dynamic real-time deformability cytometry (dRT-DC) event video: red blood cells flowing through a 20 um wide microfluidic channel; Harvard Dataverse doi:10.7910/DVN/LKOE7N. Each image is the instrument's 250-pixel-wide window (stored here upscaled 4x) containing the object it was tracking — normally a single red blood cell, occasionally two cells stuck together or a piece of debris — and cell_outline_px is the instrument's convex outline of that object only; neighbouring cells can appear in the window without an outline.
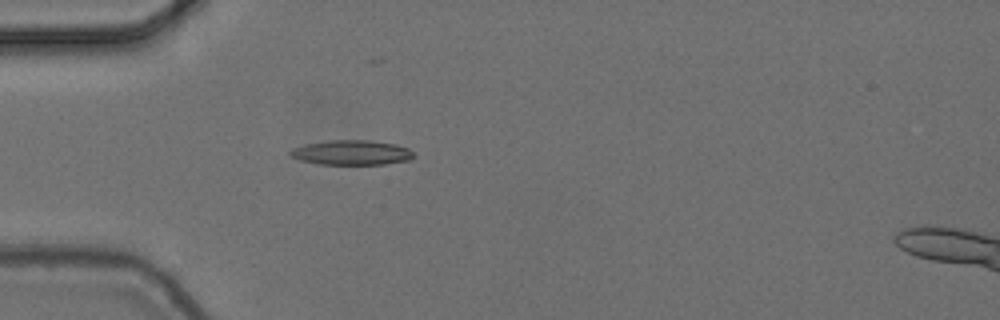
{"species": "common noctule bat (a hibernating species)", "species_latin": "Nyctalus noctula", "temperature_condition": "cold", "stored_images_in_passage": 4, "camera_frame_rate_fps": 3000, "um_per_image_px": 0.085, "animal": {"sex": "female", "body_mass_g": 24.6, "forearm_length_mm": 56.2}, "frame": {"image": 1, "passage_image": 4, "time_ms": 1.0, "image_size_px": [1000, 320], "cell_outline_px": [[416, 156], [408, 160], [384, 164], [320, 164], [300, 160], [292, 156], [288, 152], [292, 148], [308, 144], [332, 140], [368, 140], [396, 144], [408, 148]], "centroid_in_image_um": [29.91, 12.97], "position_along_channel_um": 55.1, "area_um2": 17.63}}